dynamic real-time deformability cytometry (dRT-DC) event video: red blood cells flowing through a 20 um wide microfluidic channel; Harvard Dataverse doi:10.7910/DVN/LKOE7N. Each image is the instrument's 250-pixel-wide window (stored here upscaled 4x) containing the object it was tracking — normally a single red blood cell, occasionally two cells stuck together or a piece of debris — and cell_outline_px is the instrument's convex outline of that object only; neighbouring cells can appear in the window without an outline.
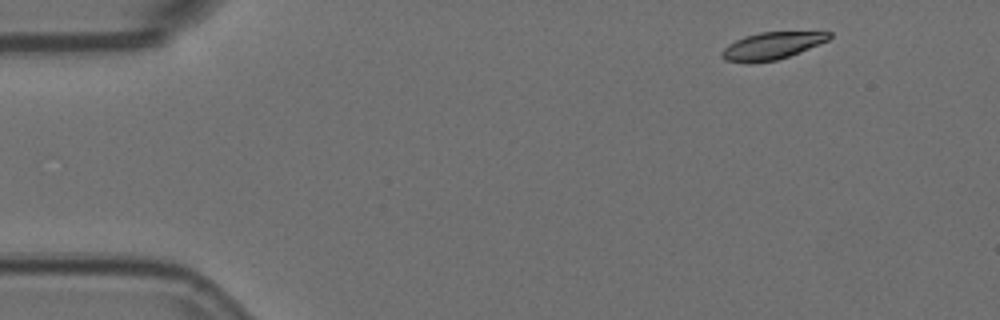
{"species": "Egyptian fruit bat (a non-hibernating species)", "species_latin": "Rousettus aegyptiacus", "temperature_condition": "room temperature", "stored_images_in_passage": 52, "camera_frame_rate_fps": 3000, "um_per_image_px": 0.085, "animal": {"sex": "female"}, "frame": {"image": 1, "passage_image": 1, "time_ms": 0.0, "image_size_px": [1000, 320], "cell_outline_px": [[832, 36], [828, 40], [820, 44], [800, 52], [776, 60], [724, 60], [720, 56], [720, 52], [728, 44], [744, 36], [760, 32], [832, 32]], "centroid_in_image_um": [65.65, 3.85], "position_along_channel_um": 19.4, "area_um2": 16.42}}
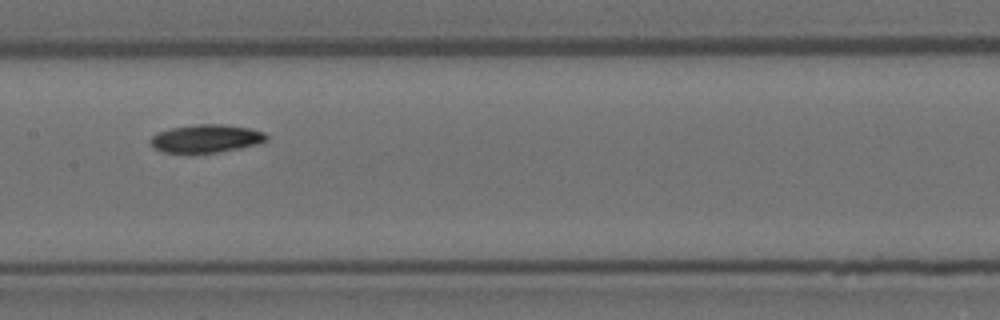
{"frame": {"image": 2, "passage_image": 23, "time_ms": 7.333, "image_size_px": [1000, 320], "cell_outline_px": [[268, 140], [256, 144], [240, 148], [216, 152], [164, 152], [156, 148], [148, 140], [156, 132], [172, 128], [196, 124], [224, 124], [248, 128], [264, 132], [268, 136]], "centroid_in_image_um": [17.53, 11.76], "position_along_channel_um": 189.9, "area_um2": 18.73}}
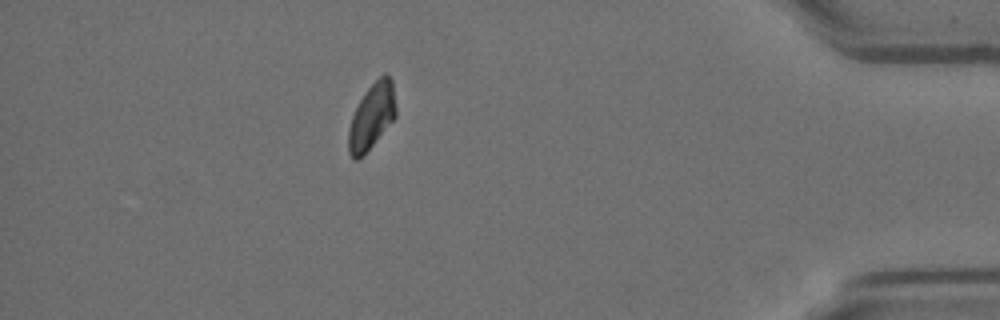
{"frame": {"image": 3, "passage_image": 45, "time_ms": 14.667, "image_size_px": [1000, 320], "cell_outline_px": [[396, 116], [372, 144], [356, 160], [352, 160], [348, 152], [348, 128], [352, 116], [364, 92], [384, 72], [388, 72], [392, 80], [396, 108]], "centroid_in_image_um": [31.59, 9.84], "position_along_channel_um": 403.6, "area_um2": 17.86}, "authors_computed_cell_mechanics": {"area_um2": 18.5827, "velocity_mm_per_s": 3.5563, "shape_relaxation_time_tau1_ms": 4.7628, "shape_relaxation_time_tau2_ms": null, "deformation_change_tau1": 0.144, "deformation_change_tau2": null}}